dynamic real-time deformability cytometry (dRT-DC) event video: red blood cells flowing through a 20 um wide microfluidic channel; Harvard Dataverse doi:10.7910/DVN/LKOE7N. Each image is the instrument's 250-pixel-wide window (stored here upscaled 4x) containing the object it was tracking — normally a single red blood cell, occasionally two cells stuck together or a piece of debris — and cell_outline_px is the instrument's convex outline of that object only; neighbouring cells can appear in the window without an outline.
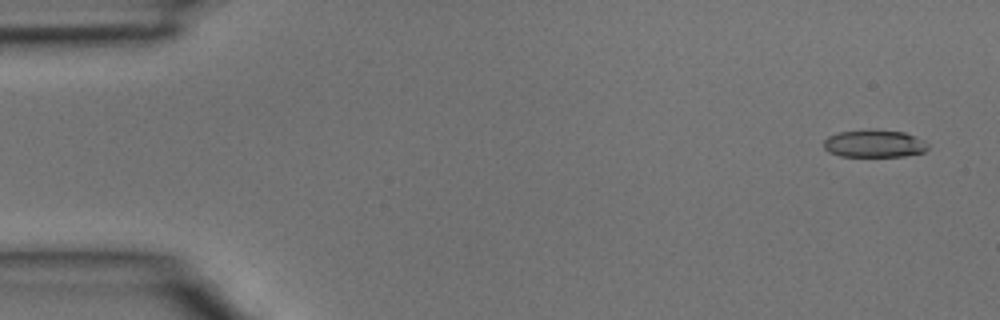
{"species": "common noctule bat (a hibernating species)", "species_latin": "Nyctalus noctula", "temperature_condition": "room temperature", "stored_images_in_passage": 4, "camera_frame_rate_fps": 3000, "um_per_image_px": 0.085, "animal": {"sex": "male", "body_mass_g": 15.6}, "frame": {"image": 1, "passage_image": 1, "time_ms": 0.0, "image_size_px": [1000, 320], "cell_outline_px": [[928, 148], [924, 152], [904, 156], [840, 156], [828, 152], [824, 148], [824, 140], [828, 136], [840, 132], [904, 132], [916, 136], [924, 140], [928, 144]], "centroid_in_image_um": [74.33, 12.25], "position_along_channel_um": 10.7, "area_um2": 16.07}}
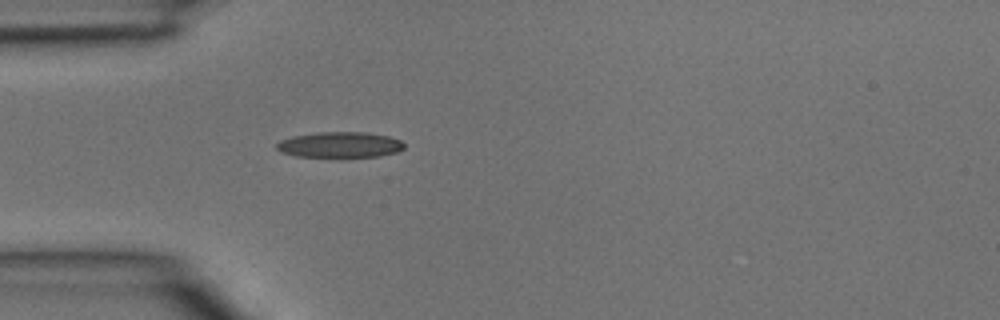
{"frame": {"image": 2, "passage_image": 4, "time_ms": 1.0, "image_size_px": [1000, 320], "cell_outline_px": [[404, 148], [396, 152], [380, 156], [296, 156], [280, 152], [276, 148], [276, 144], [280, 140], [292, 136], [320, 132], [368, 132], [388, 136], [400, 140], [404, 144]], "centroid_in_image_um": [28.88, 12.29], "position_along_channel_um": 56.1, "area_um2": 18.9}}